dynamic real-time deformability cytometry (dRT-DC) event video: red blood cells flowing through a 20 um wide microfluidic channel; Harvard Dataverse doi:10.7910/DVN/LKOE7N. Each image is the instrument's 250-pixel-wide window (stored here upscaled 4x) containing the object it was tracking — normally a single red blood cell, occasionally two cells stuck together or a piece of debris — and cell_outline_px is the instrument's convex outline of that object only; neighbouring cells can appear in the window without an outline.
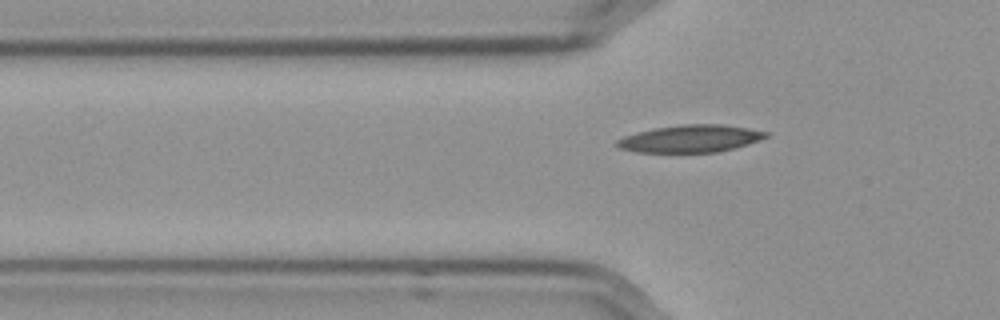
{"species": "Egyptian fruit bat (a non-hibernating species)", "species_latin": "Rousettus aegyptiacus", "temperature_condition": "cold", "stored_images_in_passage": 43, "camera_frame_rate_fps": 3000, "um_per_image_px": 0.085, "frame": {"image": 1, "passage_image": 11, "time_ms": 3.333, "image_size_px": [1000, 320], "cell_outline_px": [[768, 136], [760, 140], [748, 144], [720, 152], [636, 152], [620, 148], [616, 144], [616, 140], [624, 136], [636, 132], [656, 128], [680, 124], [720, 124], [748, 128], [768, 132]], "centroid_in_image_um": [58.69, 11.78], "position_along_channel_um": 67.1, "area_um2": 23.7}}
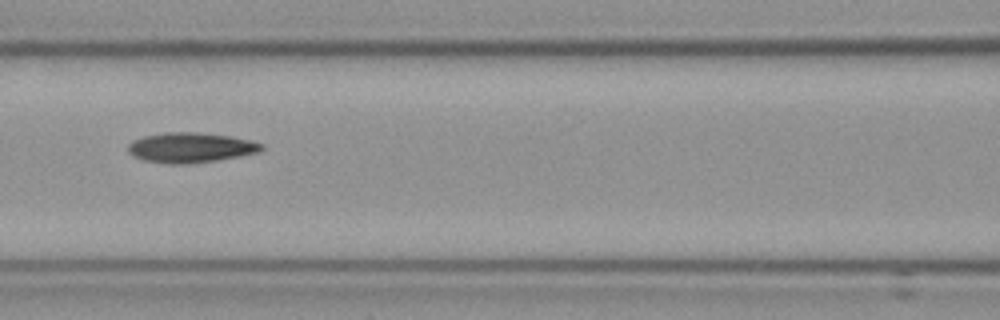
{"frame": {"image": 2, "passage_image": 18, "time_ms": 5.667, "image_size_px": [1000, 320], "cell_outline_px": [[264, 148], [260, 152], [216, 160], [180, 164], [172, 164], [144, 160], [132, 156], [128, 152], [128, 144], [132, 140], [144, 136], [168, 132], [196, 132], [228, 136], [252, 140], [264, 144]], "centroid_in_image_um": [16.2, 12.54], "position_along_channel_um": 150.4, "area_um2": 23.24}}
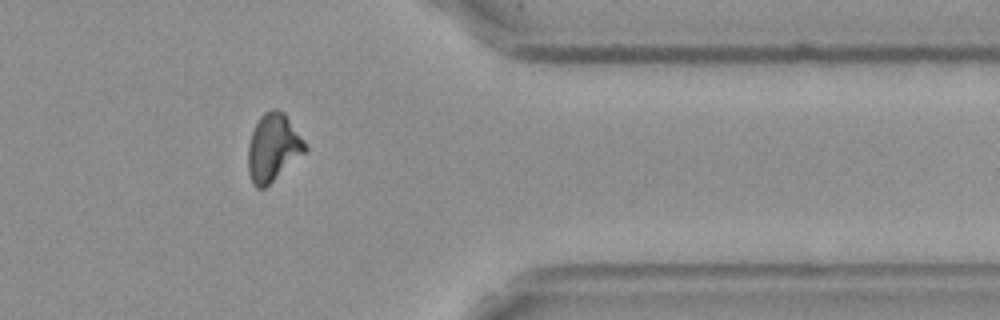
{"frame": {"image": 3, "passage_image": 39, "time_ms": 12.667, "image_size_px": [1000, 320], "cell_outline_px": [[308, 148], [304, 152], [264, 188], [256, 188], [252, 184], [248, 172], [248, 144], [252, 132], [260, 116], [264, 112], [272, 108], [276, 108], [284, 112], [304, 140]], "centroid_in_image_um": [23.19, 12.52], "position_along_channel_um": 388.2, "area_um2": 22.2}}